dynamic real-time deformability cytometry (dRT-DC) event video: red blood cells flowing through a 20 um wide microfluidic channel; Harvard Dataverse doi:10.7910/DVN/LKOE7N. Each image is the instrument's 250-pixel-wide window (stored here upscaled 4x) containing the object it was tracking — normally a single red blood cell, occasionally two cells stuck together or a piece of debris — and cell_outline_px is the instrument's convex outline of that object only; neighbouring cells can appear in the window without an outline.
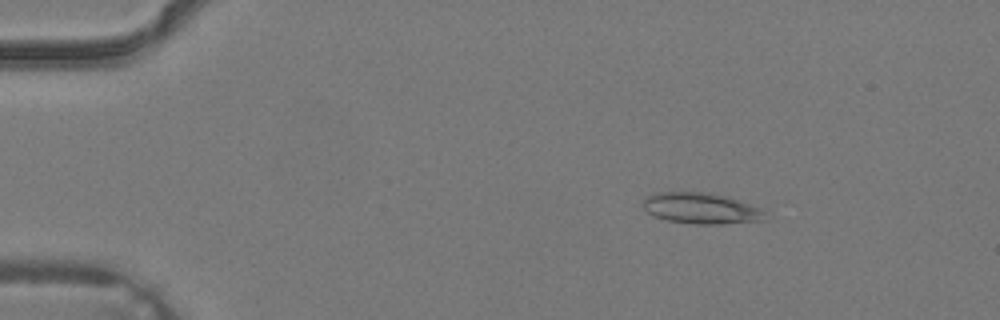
{"species": "common noctule bat (a hibernating species)", "species_latin": "Nyctalus noctula", "temperature_condition": "warm", "stored_images_in_passage": 36, "camera_frame_rate_fps": 3000, "um_per_image_px": 0.085, "animal": {"sex": "male", "body_mass_g": 19.2, "forearm_length_mm": 51.8}, "frame": {"image": 1, "passage_image": 7, "time_ms": 2.0, "image_size_px": [1000, 320], "cell_outline_px": [[768, 220], [724, 224], [696, 224], [668, 220], [652, 216], [640, 204], [644, 196], [656, 192], [712, 192], [760, 208], [764, 212]], "centroid_in_image_um": [59.54, 17.71], "position_along_channel_um": 25.5, "area_um2": 22.25}}
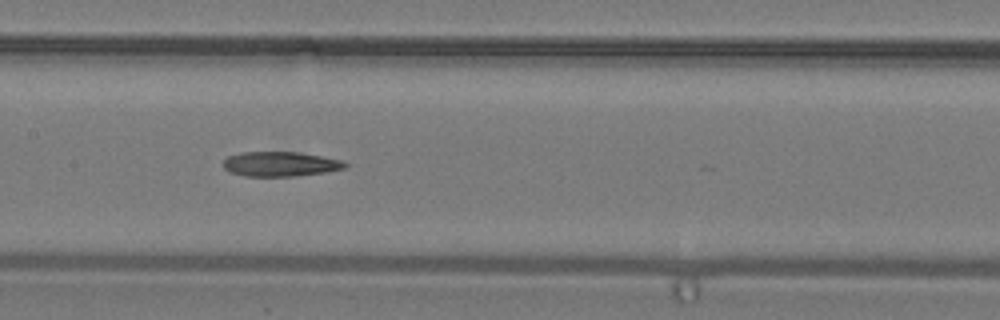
{"frame": {"image": 2, "passage_image": 20, "time_ms": 6.333, "image_size_px": [1000, 320], "cell_outline_px": [[348, 164], [344, 168], [328, 172], [292, 176], [244, 176], [228, 172], [224, 168], [224, 160], [228, 156], [240, 152], [300, 152], [344, 160]], "centroid_in_image_um": [23.84, 13.94], "position_along_channel_um": 183.6, "area_um2": 17.69}}
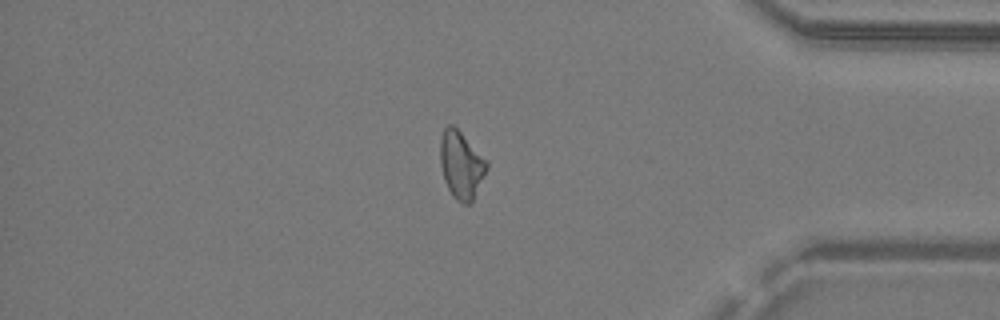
{"frame": {"image": 3, "passage_image": 33, "time_ms": 10.667, "image_size_px": [1000, 320], "cell_outline_px": [[488, 168], [472, 204], [464, 204], [456, 200], [452, 196], [444, 180], [440, 164], [440, 140], [444, 128], [448, 124], [452, 124], [488, 160]], "centroid_in_image_um": [39.21, 14.05], "position_along_channel_um": 396.0, "area_um2": 18.5}}